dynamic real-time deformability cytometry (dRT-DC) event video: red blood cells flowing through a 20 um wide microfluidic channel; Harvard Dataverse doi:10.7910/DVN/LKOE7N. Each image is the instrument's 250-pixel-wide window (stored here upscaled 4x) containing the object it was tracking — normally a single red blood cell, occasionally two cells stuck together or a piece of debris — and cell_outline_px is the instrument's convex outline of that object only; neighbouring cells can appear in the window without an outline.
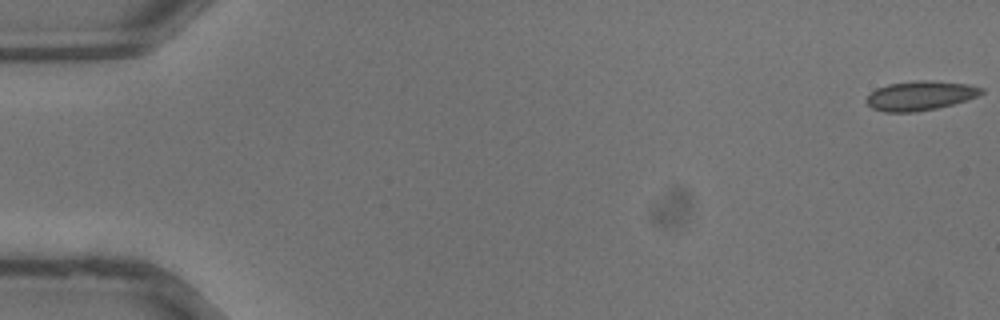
{"species": "common noctule bat (a hibernating species)", "species_latin": "Nyctalus noctula", "temperature_condition": "warm", "stored_images_in_passage": 7, "camera_frame_rate_fps": 3000, "um_per_image_px": 0.085, "animal": {"sex": "male", "body_mass_g": 13.3}, "frame": {"image": 1, "passage_image": 1, "time_ms": 0.0, "image_size_px": [1000, 320], "cell_outline_px": [[984, 92], [968, 100], [936, 108], [916, 112], [884, 112], [872, 108], [864, 100], [876, 88], [888, 84], [916, 80], [924, 80], [968, 84], [984, 88]], "centroid_in_image_um": [78.21, 8.13], "position_along_channel_um": 6.8, "area_um2": 19.65}}